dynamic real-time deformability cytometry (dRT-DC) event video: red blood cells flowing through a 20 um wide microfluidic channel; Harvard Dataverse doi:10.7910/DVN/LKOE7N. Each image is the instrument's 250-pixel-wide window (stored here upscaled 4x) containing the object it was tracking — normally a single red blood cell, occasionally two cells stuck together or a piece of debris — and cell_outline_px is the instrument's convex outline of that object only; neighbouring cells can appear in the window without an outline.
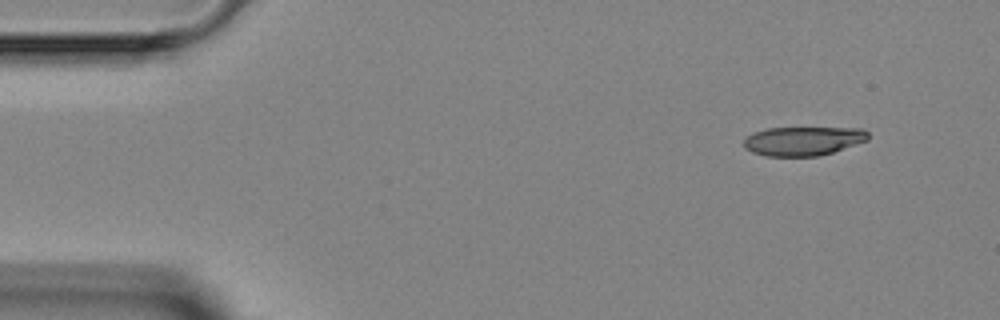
{"species": "Egyptian fruit bat (a non-hibernating species)", "species_latin": "Rousettus aegyptiacus", "temperature_condition": "room temperature", "stored_images_in_passage": 5, "camera_frame_rate_fps": 3000, "um_per_image_px": 0.085, "animal": {"sex": "female"}, "frame": {"image": 1, "passage_image": 1, "time_ms": 0.0, "image_size_px": [1000, 320], "cell_outline_px": [[868, 140], [820, 156], [764, 156], [752, 152], [744, 148], [744, 140], [752, 132], [768, 128], [864, 128], [868, 132]], "centroid_in_image_um": [68.25, 11.98], "position_along_channel_um": 16.7, "area_um2": 21.04}}
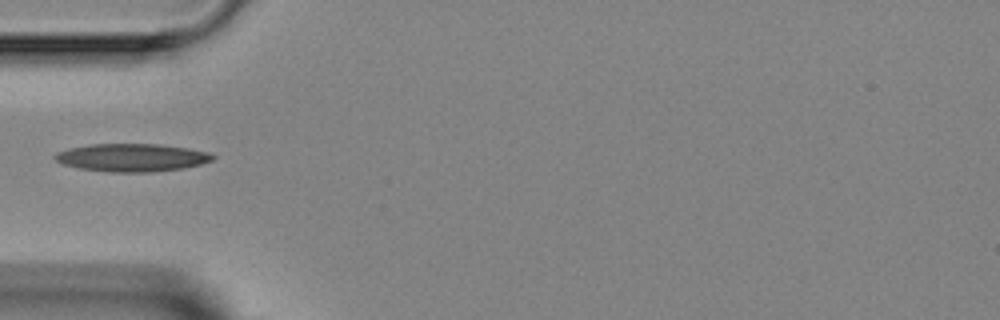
{"frame": {"image": 2, "passage_image": 4, "time_ms": 3.667, "image_size_px": [1000, 320], "cell_outline_px": [[216, 156], [212, 160], [200, 164], [184, 168], [152, 172], [108, 172], [80, 168], [64, 164], [56, 160], [52, 156], [56, 152], [68, 148], [92, 144], [156, 144], [188, 148], [208, 152]], "centroid_in_image_um": [11.2, 13.39], "position_along_channel_um": 73.8, "area_um2": 25.61}}
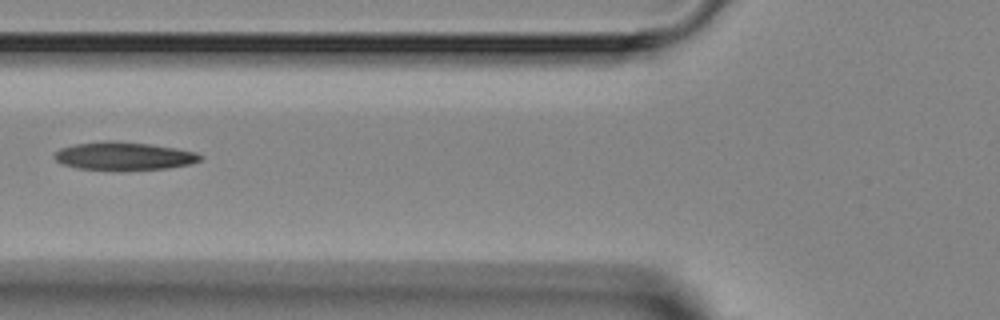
{"frame": {"image": 3, "passage_image": 5, "time_ms": 4.667, "image_size_px": [1000, 320], "cell_outline_px": [[204, 156], [200, 160], [188, 164], [168, 168], [120, 172], [80, 168], [64, 164], [56, 160], [52, 156], [60, 148], [76, 144], [104, 140], [116, 140], [152, 144], [176, 148], [196, 152]], "centroid_in_image_um": [10.54, 13.27], "position_along_channel_um": 115.3, "area_um2": 24.45}}